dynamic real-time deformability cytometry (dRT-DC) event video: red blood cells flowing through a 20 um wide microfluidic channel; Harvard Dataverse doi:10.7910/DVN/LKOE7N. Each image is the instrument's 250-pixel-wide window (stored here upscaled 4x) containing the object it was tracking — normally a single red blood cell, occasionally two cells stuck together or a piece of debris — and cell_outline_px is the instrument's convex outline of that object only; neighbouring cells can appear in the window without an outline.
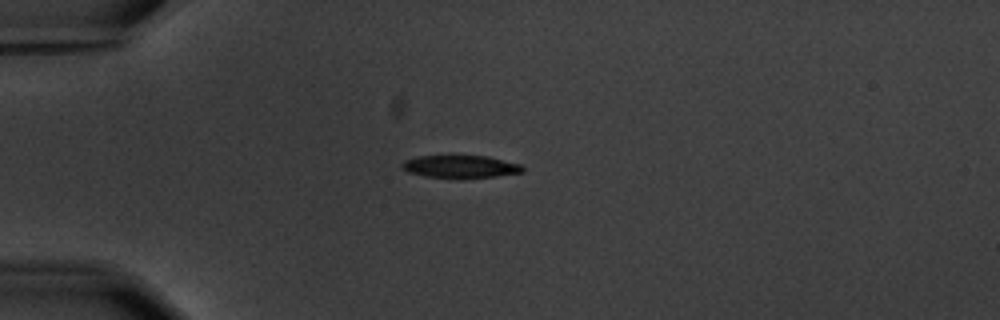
{"species": "common noctule bat (a hibernating species)", "species_latin": "Nyctalus noctula", "temperature_condition": "warm", "stored_images_in_passage": 12, "camera_frame_rate_fps": 3000, "um_per_image_px": 0.085, "animal": {"sex": "male", "body_mass_g": 20.1, "forearm_length_mm": 53.5}, "frame": {"image": 1, "passage_image": 3, "time_ms": 3.333, "image_size_px": [1000, 320], "cell_outline_px": [[524, 172], [496, 176], [424, 176], [408, 172], [400, 168], [400, 164], [404, 160], [416, 156], [452, 152], [488, 156], [520, 164], [524, 168]], "centroid_in_image_um": [39.05, 14.06], "position_along_channel_um": 45.9, "area_um2": 16.42}, "authors_computed_cell_mechanics": {"area_um2": 17.4556, "velocity_mm_per_s": 3.5774, "shape_relaxation_time_tau1_ms": 1.9873, "shape_relaxation_time_tau2_ms": null, "deformation_change_tau1": 0.1303, "deformation_change_tau2": null}}